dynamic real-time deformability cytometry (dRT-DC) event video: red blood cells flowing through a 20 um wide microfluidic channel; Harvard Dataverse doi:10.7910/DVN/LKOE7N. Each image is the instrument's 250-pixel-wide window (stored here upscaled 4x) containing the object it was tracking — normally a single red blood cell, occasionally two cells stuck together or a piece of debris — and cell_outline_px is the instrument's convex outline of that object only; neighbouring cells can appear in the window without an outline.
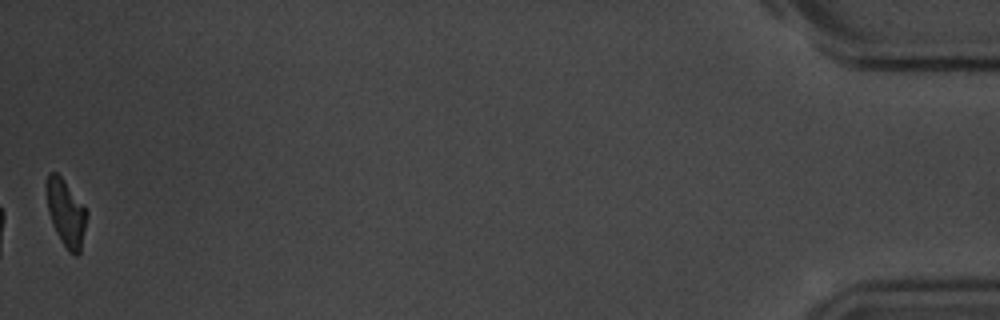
{"species": "common noctule bat (a hibernating species)", "species_latin": "Nyctalus noctula", "temperature_condition": "room temperature", "stored_images_in_passage": 41, "camera_frame_rate_fps": 3000, "um_per_image_px": 0.085, "animal": {"sex": "male", "body_mass_g": 20.1, "forearm_length_mm": 53.5}, "frame": {"image": 1, "passage_image": 41, "time_ms": 13.333, "image_size_px": [1000, 320], "cell_outline_px": [[88, 212], [80, 252], [76, 256], [68, 252], [56, 232], [52, 224], [48, 212], [44, 184], [48, 172], [56, 172], [64, 180], [84, 204]], "centroid_in_image_um": [5.58, 18.06], "position_along_channel_um": 429.6, "area_um2": 16.01}, "authors_computed_cell_mechanics": {"area_um2": 16.8198, "velocity_mm_per_s": 3.6017, "shape_relaxation_time_tau1_ms": 2.0744, "shape_relaxation_time_tau2_ms": 5.6409, "deformation_change_tau1": 0.1361, "deformation_change_tau2": 0.133}}